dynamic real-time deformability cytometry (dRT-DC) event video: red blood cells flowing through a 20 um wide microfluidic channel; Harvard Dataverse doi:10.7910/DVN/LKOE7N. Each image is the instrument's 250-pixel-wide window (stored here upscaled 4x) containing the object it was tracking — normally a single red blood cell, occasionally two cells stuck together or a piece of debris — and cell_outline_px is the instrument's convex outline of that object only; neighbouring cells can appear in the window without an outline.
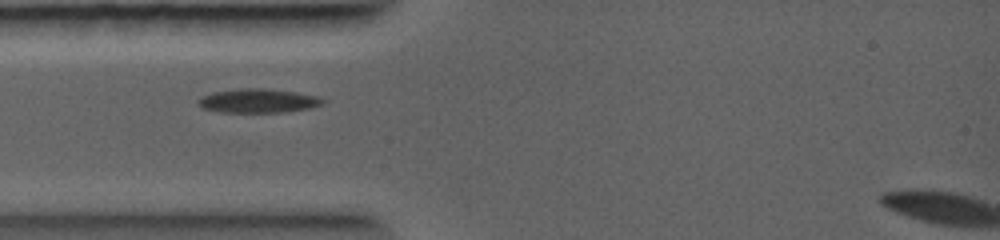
{"species": "common noctule bat (a hibernating species)", "species_latin": "Nyctalus noctula", "temperature_condition": "warm", "stored_images_in_passage": 2, "camera_frame_rate_fps": 5000, "um_per_image_px": 0.085, "animal": {"sex": "female", "body_mass_g": 19.0, "forearm_length_mm": 56.7}, "frame": {"image": 1, "passage_image": 2, "time_ms": 1.0, "image_size_px": [1000, 240], "cell_outline_px": [[324, 104], [308, 108], [284, 112], [220, 112], [204, 108], [196, 104], [196, 100], [212, 92], [244, 88], [264, 88], [296, 92], [316, 96], [324, 100]], "centroid_in_image_um": [21.91, 8.57], "position_along_channel_um": 63.1, "area_um2": 17.28}}